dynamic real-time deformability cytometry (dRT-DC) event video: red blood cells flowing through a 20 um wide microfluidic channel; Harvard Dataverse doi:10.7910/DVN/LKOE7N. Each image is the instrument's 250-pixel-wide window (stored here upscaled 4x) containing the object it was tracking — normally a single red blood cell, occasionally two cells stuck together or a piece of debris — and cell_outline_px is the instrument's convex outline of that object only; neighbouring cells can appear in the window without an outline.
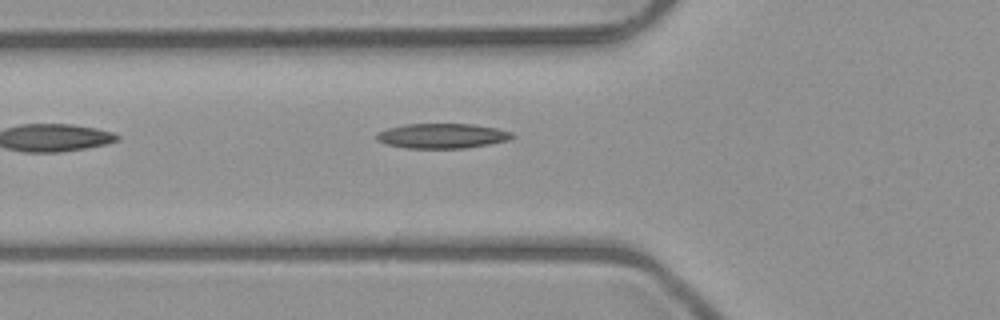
{"species": "common noctule bat (a hibernating species)", "species_latin": "Nyctalus noctula", "temperature_condition": "room temperature", "stored_images_in_passage": 5, "camera_frame_rate_fps": 3000, "um_per_image_px": 0.085, "animal": {"sex": "male", "body_mass_g": 23.1, "forearm_length_mm": 52.7}, "frame": {"image": 1, "passage_image": 5, "time_ms": 4.667, "image_size_px": [1000, 320], "cell_outline_px": [[516, 136], [508, 140], [488, 144], [464, 148], [408, 148], [388, 144], [376, 140], [376, 132], [388, 128], [404, 124], [472, 124], [496, 128], [512, 132]], "centroid_in_image_um": [37.58, 11.54], "position_along_channel_um": 88.2, "area_um2": 19.59}}